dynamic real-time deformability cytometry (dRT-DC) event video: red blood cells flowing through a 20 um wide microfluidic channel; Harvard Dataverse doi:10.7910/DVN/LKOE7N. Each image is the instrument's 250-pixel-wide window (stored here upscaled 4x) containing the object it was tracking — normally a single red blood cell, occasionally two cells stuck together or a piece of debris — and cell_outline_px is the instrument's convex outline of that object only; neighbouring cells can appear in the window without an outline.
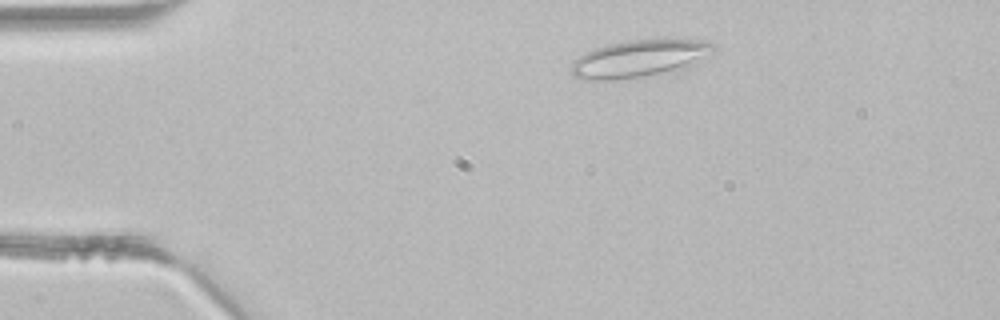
{"species": "common noctule bat (a hibernating species)", "species_latin": "Nyctalus noctula", "temperature_condition": "room temperature", "stored_images_in_passage": 2, "camera_frame_rate_fps": 3000, "um_per_image_px": 0.085, "animal": {"sex": "male", "body_mass_g": 21.5, "forearm_length_mm": 52.0}, "frame": {"image": 1, "passage_image": 1, "time_ms": 0.0, "image_size_px": [1000, 320], "cell_outline_px": [[716, 48], [712, 52], [684, 68], [644, 76], [612, 80], [580, 80], [572, 76], [572, 64], [584, 52], [596, 48], [612, 44], [636, 40], [704, 40], [716, 44]], "centroid_in_image_um": [54.31, 4.99], "position_along_channel_um": 30.7, "area_um2": 30.17}}